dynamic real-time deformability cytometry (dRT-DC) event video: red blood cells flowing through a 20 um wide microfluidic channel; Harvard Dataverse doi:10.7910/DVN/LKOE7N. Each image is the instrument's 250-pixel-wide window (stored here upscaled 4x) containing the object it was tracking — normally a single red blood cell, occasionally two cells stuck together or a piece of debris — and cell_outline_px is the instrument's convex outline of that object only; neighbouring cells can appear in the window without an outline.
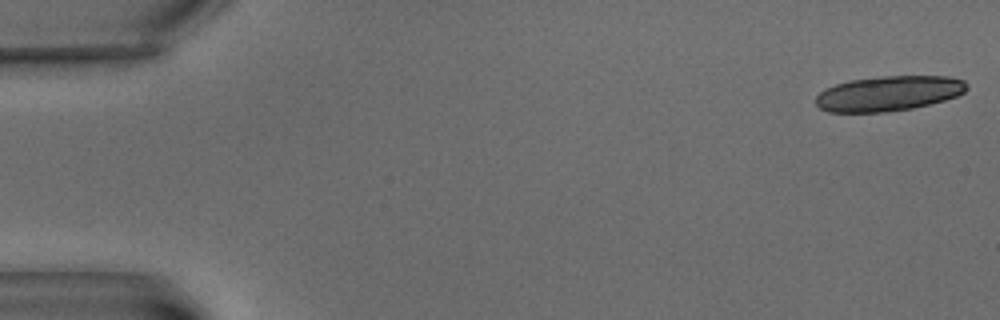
{"species": "common noctule bat (a hibernating species)", "species_latin": "Nyctalus noctula", "temperature_condition": "warm", "stored_images_in_passage": 6, "camera_frame_rate_fps": 3000, "um_per_image_px": 0.085, "animal": {"sex": "male", "body_mass_g": 15.6}, "frame": {"image": 1, "passage_image": 1, "time_ms": 0.0, "image_size_px": [1000, 320], "cell_outline_px": [[968, 88], [964, 92], [956, 96], [944, 100], [912, 108], [884, 112], [828, 112], [820, 108], [816, 104], [816, 96], [824, 88], [848, 80], [884, 76], [952, 76], [964, 80], [968, 84]], "centroid_in_image_um": [75.53, 7.93], "position_along_channel_um": 9.5, "area_um2": 30.92}}